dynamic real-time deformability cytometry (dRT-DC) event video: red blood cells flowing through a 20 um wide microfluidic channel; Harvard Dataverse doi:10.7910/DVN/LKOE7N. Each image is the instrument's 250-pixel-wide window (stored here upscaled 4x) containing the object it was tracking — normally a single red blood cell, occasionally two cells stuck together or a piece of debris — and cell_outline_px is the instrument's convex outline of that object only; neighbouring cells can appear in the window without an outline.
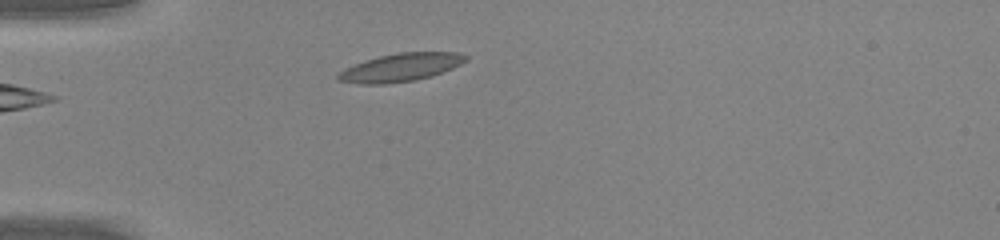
{"species": "common noctule bat (a hibernating species)", "species_latin": "Nyctalus noctula", "temperature_condition": "warm", "stored_images_in_passage": 36, "camera_frame_rate_fps": 3000, "um_per_image_px": 0.085, "animal": {"sex": "male", "body_mass_g": 20.0, "forearm_length_mm": 53.3}, "frame": {"image": 1, "passage_image": 1, "time_ms": 0.0, "image_size_px": [1000, 240], "cell_outline_px": [[468, 60], [452, 68], [432, 76], [416, 80], [384, 84], [360, 84], [336, 80], [336, 72], [344, 68], [364, 60], [380, 56], [400, 52], [460, 52], [468, 56]], "centroid_in_image_um": [34.03, 5.73], "position_along_channel_um": 51.0, "area_um2": 21.1}}
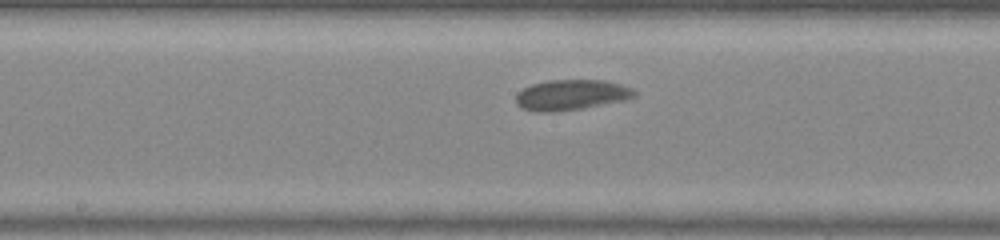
{"frame": {"image": 2, "passage_image": 13, "time_ms": 4.0, "image_size_px": [1000, 240], "cell_outline_px": [[636, 96], [628, 100], [580, 108], [552, 112], [540, 112], [524, 108], [516, 104], [516, 96], [524, 88], [532, 84], [548, 80], [604, 80], [620, 84], [632, 88], [636, 92]], "centroid_in_image_um": [48.6, 8.06], "position_along_channel_um": 199.6, "area_um2": 20.87}}
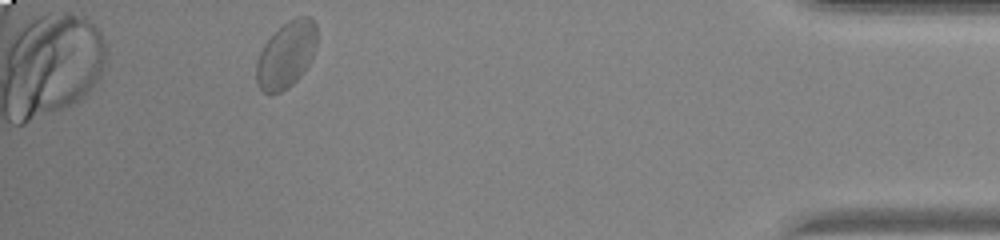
{"frame": {"image": 3, "passage_image": 32, "time_ms": 10.333, "image_size_px": [1000, 240], "cell_outline_px": [[316, 48], [308, 64], [296, 80], [288, 88], [280, 92], [264, 92], [256, 84], [256, 64], [260, 52], [264, 44], [288, 20], [296, 16], [312, 16], [316, 24]], "centroid_in_image_um": [24.34, 4.63], "position_along_channel_um": 410.9, "area_um2": 23.18}, "authors_computed_cell_mechanics": {"area_um2": 20.9814, "velocity_mm_per_s": 4.1539, "shape_relaxation_time_tau1_ms": 3.695, "shape_relaxation_time_tau2_ms": null, "deformation_change_tau1": 0.0844, "deformation_change_tau2": null}}